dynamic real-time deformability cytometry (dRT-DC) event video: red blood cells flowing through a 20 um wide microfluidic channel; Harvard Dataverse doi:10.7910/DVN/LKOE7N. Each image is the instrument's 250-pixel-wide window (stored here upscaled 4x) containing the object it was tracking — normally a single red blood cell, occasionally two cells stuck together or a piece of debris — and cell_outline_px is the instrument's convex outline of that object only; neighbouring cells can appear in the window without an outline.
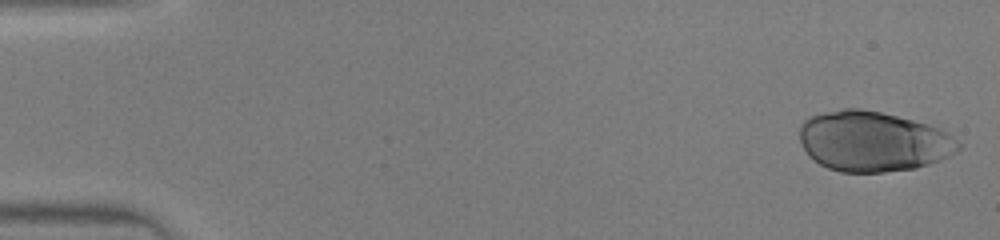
{"species": "human", "species_latin": "Homo sapiens", "temperature_condition": "warm", "stored_images_in_passage": 44, "camera_frame_rate_fps": 3000, "um_per_image_px": 0.085, "donor": {"sex": "male"}, "frame": {"image": 1, "passage_image": 1, "time_ms": 0.0, "image_size_px": [1000, 240], "cell_outline_px": [[960, 148], [956, 152], [940, 160], [916, 168], [884, 172], [840, 172], [828, 168], [820, 164], [808, 156], [800, 140], [800, 124], [804, 120], [812, 116], [824, 112], [840, 108], [860, 108], [880, 112], [928, 124], [940, 128], [952, 136], [960, 144]], "centroid_in_image_um": [74.19, 12.02], "position_along_channel_um": 10.8, "area_um2": 55.72}}
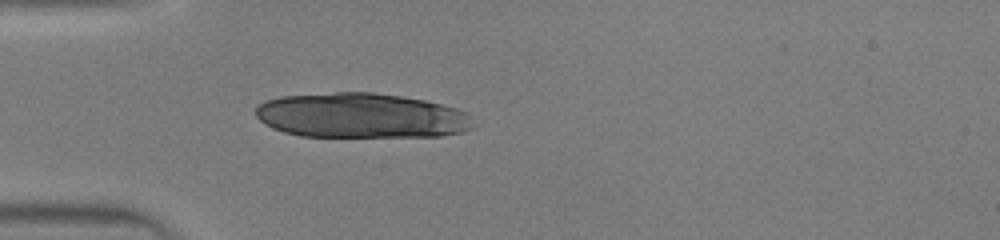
{"frame": {"image": 2, "passage_image": 13, "time_ms": 4.0, "image_size_px": [1000, 240], "cell_outline_px": [[472, 128], [464, 132], [440, 136], [300, 136], [284, 132], [272, 128], [260, 120], [256, 116], [256, 108], [260, 104], [268, 100], [280, 96], [336, 92], [372, 92], [400, 96], [424, 100], [456, 108], [468, 112]], "centroid_in_image_um": [30.69, 9.82], "position_along_channel_um": 54.3, "area_um2": 56.76}}